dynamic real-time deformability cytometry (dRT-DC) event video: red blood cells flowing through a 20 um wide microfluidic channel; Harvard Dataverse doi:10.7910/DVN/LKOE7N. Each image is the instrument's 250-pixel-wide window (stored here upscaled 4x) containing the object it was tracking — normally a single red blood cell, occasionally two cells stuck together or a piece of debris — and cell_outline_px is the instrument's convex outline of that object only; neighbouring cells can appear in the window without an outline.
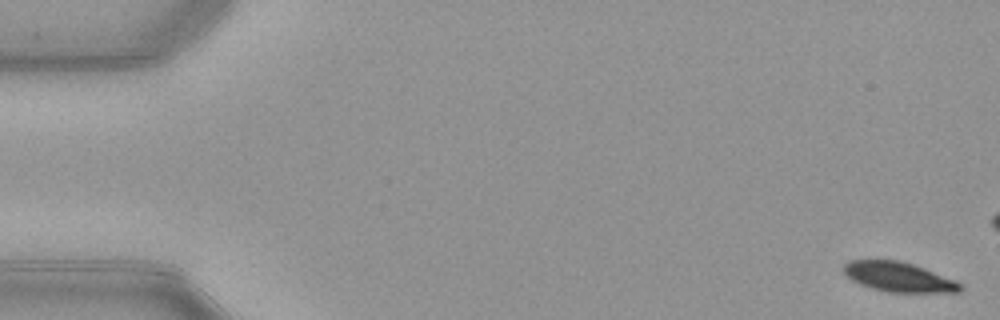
{"species": "common noctule bat (a hibernating species)", "species_latin": "Nyctalus noctula", "temperature_condition": "warm", "stored_images_in_passage": 16, "camera_frame_rate_fps": 3000, "um_per_image_px": 0.085, "animal": {"sex": "female", "body_mass_g": 21.9}, "frame": {"image": 1, "passage_image": 1, "time_ms": 0.0, "image_size_px": [1000, 320], "cell_outline_px": [[964, 288], [960, 292], [888, 292], [872, 288], [860, 284], [852, 280], [844, 272], [844, 264], [848, 260], [900, 260], [924, 268], [956, 280], [964, 284]], "centroid_in_image_um": [76.43, 23.54], "position_along_channel_um": 8.6, "area_um2": 20.17}}